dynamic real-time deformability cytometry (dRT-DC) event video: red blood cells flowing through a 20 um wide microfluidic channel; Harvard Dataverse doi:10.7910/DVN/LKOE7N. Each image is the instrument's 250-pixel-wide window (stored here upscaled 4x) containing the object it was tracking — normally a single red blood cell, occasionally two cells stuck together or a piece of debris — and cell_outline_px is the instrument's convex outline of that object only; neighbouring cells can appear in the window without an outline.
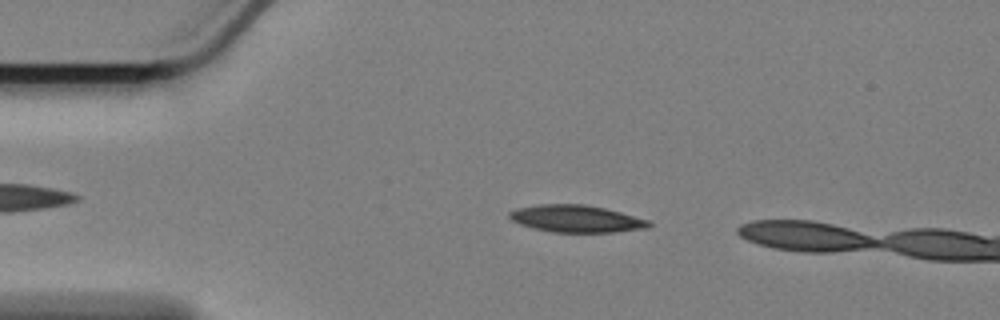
{"species": "Egyptian fruit bat (a non-hibernating species)", "species_latin": "Rousettus aegyptiacus", "temperature_condition": "cold", "stored_images_in_passage": 14, "camera_frame_rate_fps": 3000, "um_per_image_px": 0.085, "animal": {"sex": "female"}, "frame": {"image": 1, "passage_image": 10, "time_ms": 3.0, "image_size_px": [1000, 320], "cell_outline_px": [[652, 224], [648, 228], [612, 232], [552, 232], [520, 224], [512, 220], [508, 216], [508, 212], [516, 208], [540, 204], [584, 204], [604, 208], [620, 212], [648, 220]], "centroid_in_image_um": [48.97, 18.58], "position_along_channel_um": 36.0, "area_um2": 21.91}}